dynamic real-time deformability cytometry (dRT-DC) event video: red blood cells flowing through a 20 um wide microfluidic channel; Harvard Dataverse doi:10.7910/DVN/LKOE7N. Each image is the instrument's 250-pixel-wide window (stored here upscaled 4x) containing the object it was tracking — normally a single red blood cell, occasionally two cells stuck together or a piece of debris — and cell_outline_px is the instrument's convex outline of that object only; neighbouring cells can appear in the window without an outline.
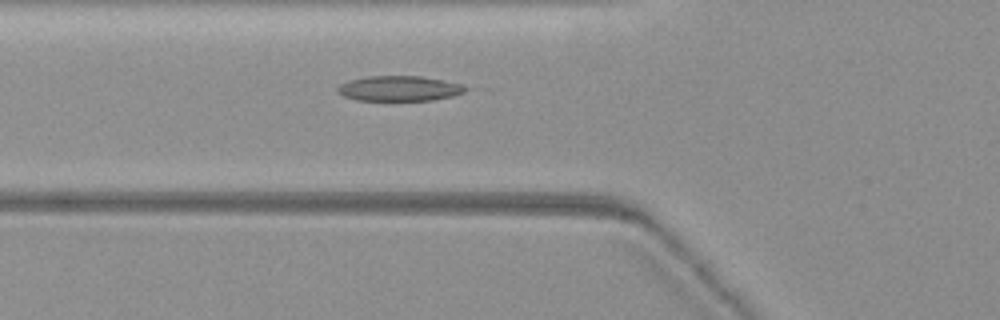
{"species": "common noctule bat (a hibernating species)", "species_latin": "Nyctalus noctula", "temperature_condition": "warm", "stored_images_in_passage": 19, "camera_frame_rate_fps": 3000, "um_per_image_px": 0.085, "animal": {"sex": "female", "body_mass_g": 19.3, "forearm_length_mm": 54.1}, "frame": {"image": 1, "passage_image": 9, "time_ms": 2.667, "image_size_px": [1000, 320], "cell_outline_px": [[468, 88], [464, 92], [452, 96], [432, 100], [356, 100], [344, 96], [336, 92], [336, 88], [340, 84], [348, 80], [368, 76], [420, 76], [464, 84]], "centroid_in_image_um": [33.92, 7.51], "position_along_channel_um": 91.9, "area_um2": 18.79}}
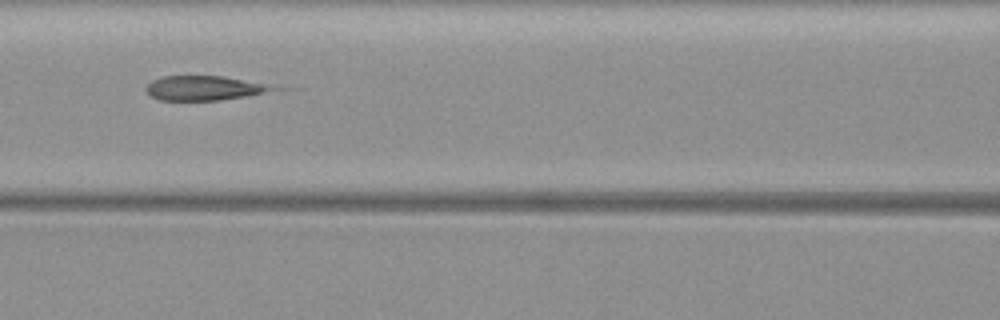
{"frame": {"image": 2, "passage_image": 15, "time_ms": 4.667, "image_size_px": [1000, 320], "cell_outline_px": [[296, 88], [220, 100], [160, 100], [152, 96], [144, 88], [152, 80], [164, 76], [224, 76]], "centroid_in_image_um": [17.6, 7.48], "position_along_channel_um": 149.0, "area_um2": 18.73}}